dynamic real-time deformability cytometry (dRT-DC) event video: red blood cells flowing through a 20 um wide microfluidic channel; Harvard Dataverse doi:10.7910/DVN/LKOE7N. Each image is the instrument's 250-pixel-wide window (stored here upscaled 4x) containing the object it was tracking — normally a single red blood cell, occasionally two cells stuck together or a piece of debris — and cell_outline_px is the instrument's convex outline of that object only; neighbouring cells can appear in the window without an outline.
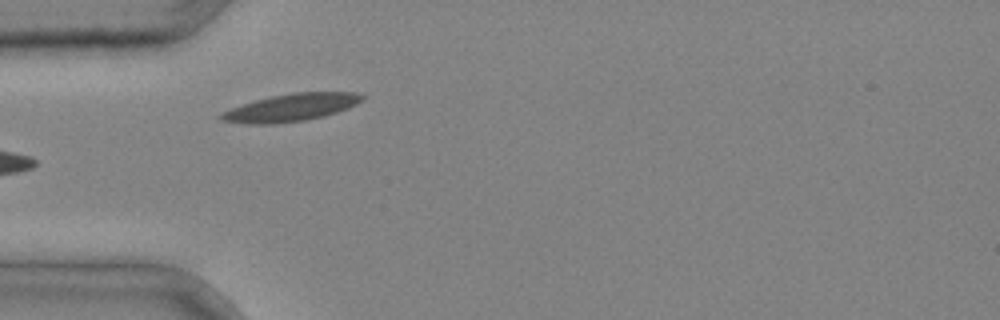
{"species": "common noctule bat (a hibernating species)", "species_latin": "Nyctalus noctula", "temperature_condition": "cold", "stored_images_in_passage": 3, "camera_frame_rate_fps": 3000, "um_per_image_px": 0.085, "animal": {"sex": "male", "body_mass_g": 20.4}, "frame": {"image": 1, "passage_image": 3, "time_ms": 0.667, "image_size_px": [1000, 320], "cell_outline_px": [[364, 100], [348, 108], [324, 116], [304, 120], [272, 124], [248, 124], [220, 120], [216, 116], [220, 112], [256, 100], [272, 96], [292, 92], [356, 92], [364, 96]], "centroid_in_image_um": [24.72, 9.14], "position_along_channel_um": 60.3, "area_um2": 22.54}}